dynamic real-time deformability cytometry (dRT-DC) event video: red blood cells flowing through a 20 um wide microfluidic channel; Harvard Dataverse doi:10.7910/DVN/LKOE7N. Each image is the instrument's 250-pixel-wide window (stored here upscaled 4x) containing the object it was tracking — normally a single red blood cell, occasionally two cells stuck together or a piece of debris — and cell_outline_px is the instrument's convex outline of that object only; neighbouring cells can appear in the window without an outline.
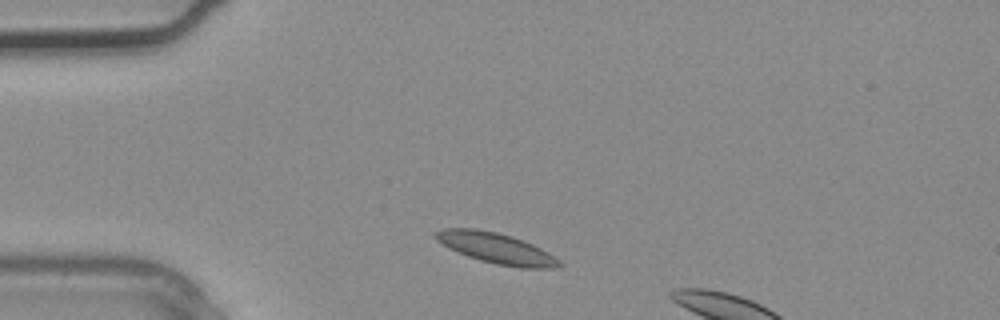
{"species": "common noctule bat (a hibernating species)", "species_latin": "Nyctalus noctula", "temperature_condition": "warm", "stored_images_in_passage": 3, "camera_frame_rate_fps": 3000, "um_per_image_px": 0.085, "animal": {"sex": "male", "body_mass_g": 20.4}, "frame": {"image": 1, "passage_image": 1, "time_ms": 0.0, "image_size_px": [1000, 320], "cell_outline_px": [[564, 264], [552, 268], [520, 268], [496, 264], [480, 260], [468, 256], [448, 248], [436, 240], [432, 236], [432, 232], [440, 228], [476, 228], [496, 232], [512, 236], [524, 240], [548, 252], [560, 260]], "centroid_in_image_um": [42.13, 21.08], "position_along_channel_um": 42.9, "area_um2": 22.31}}